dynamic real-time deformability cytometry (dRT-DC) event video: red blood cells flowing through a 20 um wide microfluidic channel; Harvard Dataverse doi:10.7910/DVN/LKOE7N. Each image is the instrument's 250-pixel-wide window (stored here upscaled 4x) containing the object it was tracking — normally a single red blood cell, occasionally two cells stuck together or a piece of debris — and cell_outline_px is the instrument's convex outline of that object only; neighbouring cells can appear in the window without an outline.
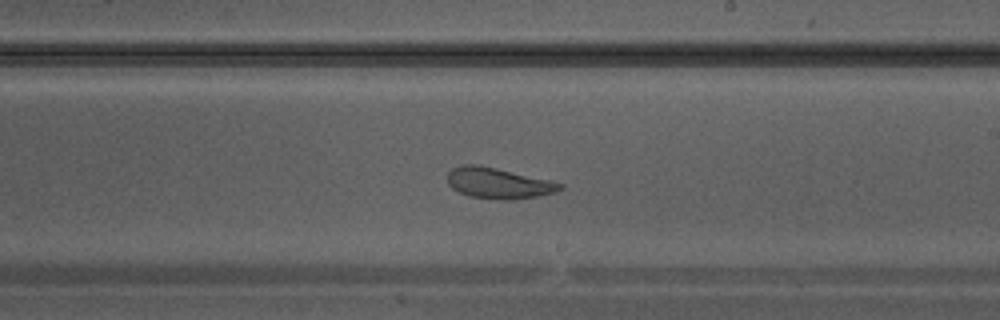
{"species": "Egyptian fruit bat (a non-hibernating species)", "species_latin": "Rousettus aegyptiacus", "temperature_condition": "warm", "stored_images_in_passage": 33, "camera_frame_rate_fps": 3000, "um_per_image_px": 0.085, "animal": {"sex": "male"}, "frame": {"image": 1, "passage_image": 19, "time_ms": 6.0, "image_size_px": [1000, 320], "cell_outline_px": [[564, 188], [556, 192], [536, 196], [512, 200], [500, 200], [468, 196], [452, 188], [448, 184], [448, 172], [452, 168], [460, 164], [476, 164], [496, 168], [548, 180], [564, 184]], "centroid_in_image_um": [42.34, 15.57], "position_along_channel_um": 246.7, "area_um2": 20.17}}